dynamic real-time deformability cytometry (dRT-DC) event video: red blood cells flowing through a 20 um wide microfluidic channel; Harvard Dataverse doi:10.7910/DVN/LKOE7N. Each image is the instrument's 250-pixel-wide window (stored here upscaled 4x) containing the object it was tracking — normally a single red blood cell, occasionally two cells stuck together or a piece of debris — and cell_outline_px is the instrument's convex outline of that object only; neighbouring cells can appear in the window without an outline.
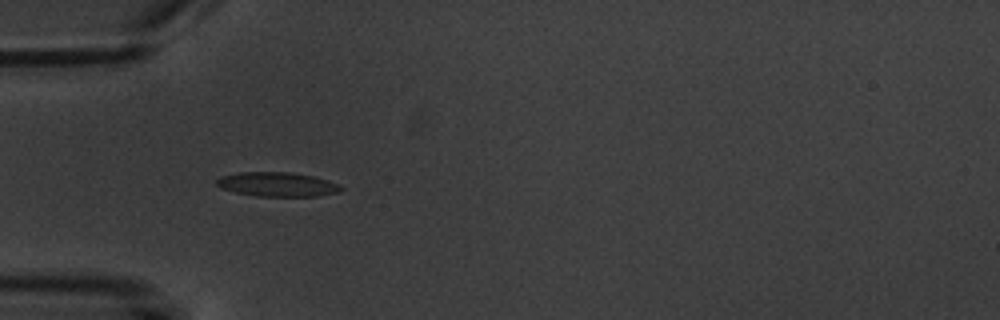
{"species": "common noctule bat (a hibernating species)", "species_latin": "Nyctalus noctula", "temperature_condition": "warm", "stored_images_in_passage": 2, "camera_frame_rate_fps": 3000, "um_per_image_px": 0.085, "animal": {"sex": "male", "body_mass_g": 20.1, "forearm_length_mm": 53.5}, "frame": {"image": 1, "passage_image": 1, "time_ms": 0.0, "image_size_px": [1000, 320], "cell_outline_px": [[344, 188], [340, 192], [316, 196], [256, 196], [236, 192], [220, 188], [216, 184], [216, 180], [220, 176], [240, 172], [292, 172], [312, 176], [328, 180], [340, 184]], "centroid_in_image_um": [23.58, 15.67], "position_along_channel_um": 61.4, "area_um2": 17.69}}